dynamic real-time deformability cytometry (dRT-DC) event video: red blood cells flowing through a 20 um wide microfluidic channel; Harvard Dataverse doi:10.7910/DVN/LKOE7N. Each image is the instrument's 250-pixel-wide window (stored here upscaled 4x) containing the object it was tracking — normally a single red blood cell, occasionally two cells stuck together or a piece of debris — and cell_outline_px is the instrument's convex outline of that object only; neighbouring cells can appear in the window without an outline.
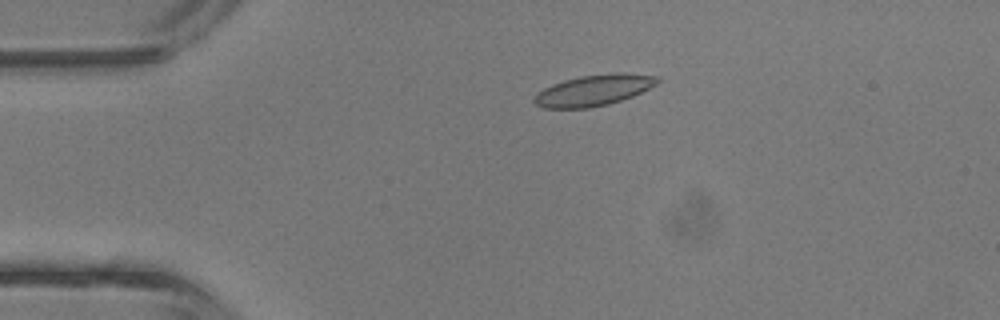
{"species": "common noctule bat (a hibernating species)", "species_latin": "Nyctalus noctula", "temperature_condition": "room temperature", "stored_images_in_passage": 42, "camera_frame_rate_fps": 3000, "um_per_image_px": 0.085, "animal": {"sex": "male", "body_mass_g": 13.3}, "frame": {"image": 1, "passage_image": 9, "time_ms": 2.667, "image_size_px": [1000, 320], "cell_outline_px": [[660, 80], [656, 84], [632, 96], [608, 104], [588, 108], [544, 108], [536, 104], [532, 100], [536, 92], [552, 84], [564, 80], [580, 76], [616, 72], [620, 72], [660, 76]], "centroid_in_image_um": [50.44, 7.66], "position_along_channel_um": 34.6, "area_um2": 22.25}}
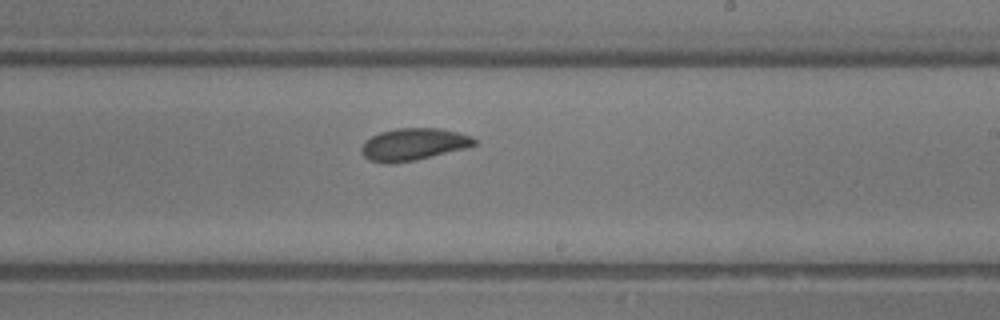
{"frame": {"image": 2, "passage_image": 25, "time_ms": 8.0, "image_size_px": [1000, 320], "cell_outline_px": [[476, 144], [468, 148], [416, 160], [388, 164], [368, 160], [360, 152], [360, 148], [364, 140], [380, 132], [396, 128], [440, 128], [460, 132], [472, 136], [476, 140]], "centroid_in_image_um": [35.14, 12.27], "position_along_channel_um": 253.9, "area_um2": 21.5}}
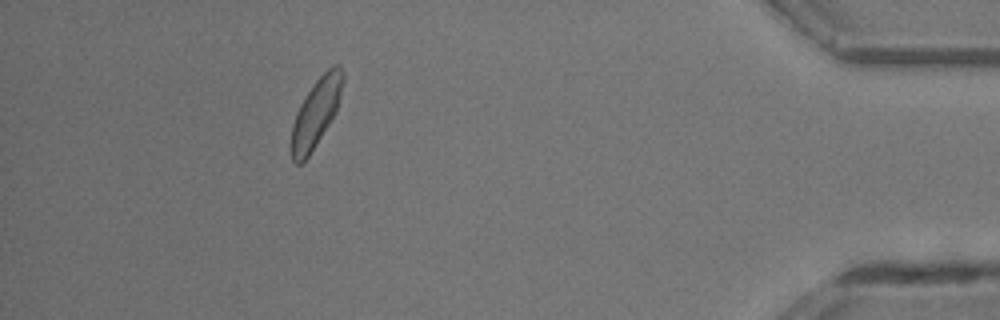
{"frame": {"image": 3, "passage_image": 38, "time_ms": 12.333, "image_size_px": [1000, 320], "cell_outline_px": [[344, 80], [336, 108], [328, 124], [308, 156], [300, 164], [296, 164], [292, 160], [288, 148], [292, 124], [296, 112], [300, 104], [316, 80], [332, 64], [340, 64], [344, 72]], "centroid_in_image_um": [26.81, 9.6], "position_along_channel_um": 408.4, "area_um2": 20.4}, "authors_computed_cell_mechanics": {"area_um2": 21.3282, "velocity_mm_per_s": 4.8919, "shape_relaxation_time_tau1_ms": 2.826, "shape_relaxation_time_tau2_ms": 2.1613, "deformation_change_tau1": 0.0993, "deformation_change_tau2": 0.0455}}